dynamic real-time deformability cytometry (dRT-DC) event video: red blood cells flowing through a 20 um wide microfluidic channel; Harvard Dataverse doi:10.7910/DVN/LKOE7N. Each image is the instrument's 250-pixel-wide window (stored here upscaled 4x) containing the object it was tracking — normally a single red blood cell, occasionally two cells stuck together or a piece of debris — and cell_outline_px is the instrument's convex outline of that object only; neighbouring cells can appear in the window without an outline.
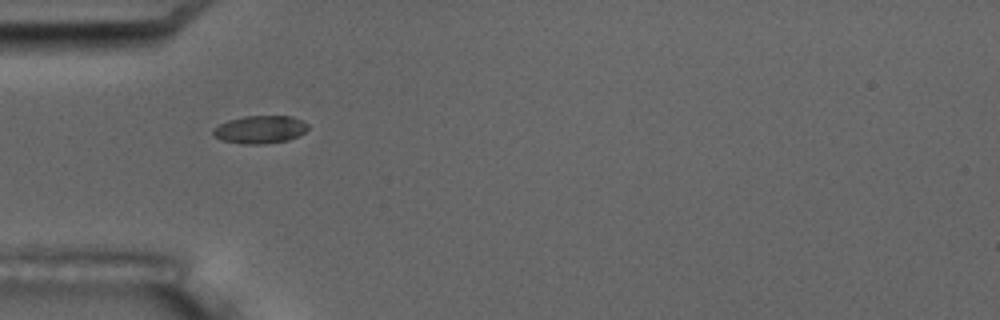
{"species": "common noctule bat (a hibernating species)", "species_latin": "Nyctalus noctula", "temperature_condition": "room temperature", "stored_images_in_passage": 9, "camera_frame_rate_fps": 3000, "um_per_image_px": 0.085, "animal": {"sex": "male", "body_mass_g": 17.5, "forearm_length_mm": 52.3}, "frame": {"image": 1, "passage_image": 1, "time_ms": 0.0, "image_size_px": [1000, 320], "cell_outline_px": [[308, 128], [304, 132], [288, 140], [260, 144], [240, 144], [220, 140], [212, 136], [212, 128], [228, 120], [244, 116], [292, 116], [308, 124]], "centroid_in_image_um": [22.04, 11.01], "position_along_channel_um": 63.0, "area_um2": 15.43}}
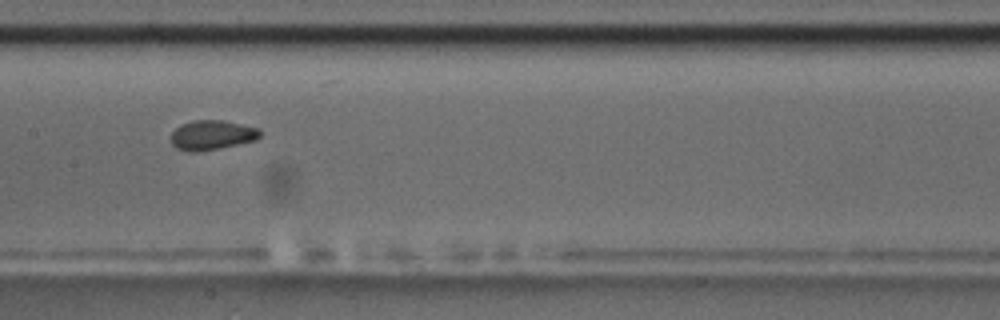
{"frame": {"image": 2, "passage_image": 4, "time_ms": 3.667, "image_size_px": [1000, 320], "cell_outline_px": [[264, 132], [256, 140], [196, 152], [188, 152], [176, 148], [172, 144], [172, 132], [180, 124], [192, 120], [224, 120], [260, 128]], "centroid_in_image_um": [18.03, 11.46], "position_along_channel_um": 189.4, "area_um2": 15.43}}